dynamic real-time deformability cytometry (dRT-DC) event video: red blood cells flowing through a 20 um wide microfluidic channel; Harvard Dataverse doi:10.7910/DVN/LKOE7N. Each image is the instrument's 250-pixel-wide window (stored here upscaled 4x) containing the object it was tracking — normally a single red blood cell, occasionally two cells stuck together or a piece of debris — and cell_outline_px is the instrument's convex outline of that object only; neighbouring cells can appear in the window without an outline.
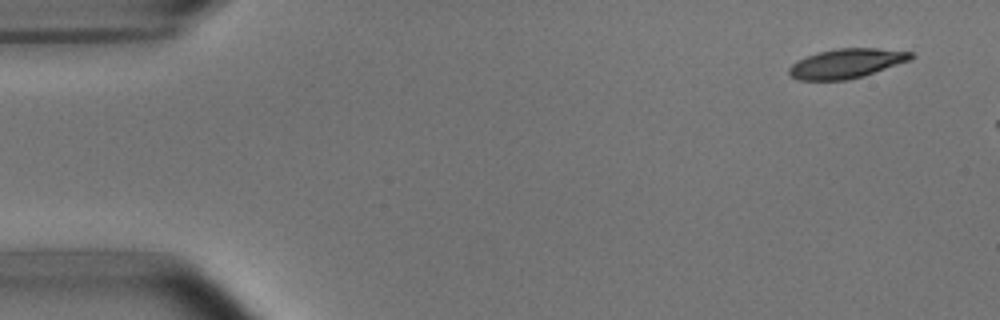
{"species": "common noctule bat (a hibernating species)", "species_latin": "Nyctalus noctula", "temperature_condition": "room temperature", "stored_images_in_passage": 3, "camera_frame_rate_fps": 3000, "um_per_image_px": 0.085, "animal": {"sex": "male", "body_mass_g": 15.6}, "frame": {"image": 1, "passage_image": 1, "time_ms": 0.0, "image_size_px": [1000, 320], "cell_outline_px": [[916, 56], [908, 60], [864, 76], [848, 80], [796, 80], [788, 72], [788, 68], [796, 60], [820, 52], [836, 48], [876, 48], [912, 52]], "centroid_in_image_um": [71.92, 5.4], "position_along_channel_um": 13.1, "area_um2": 20.81}}